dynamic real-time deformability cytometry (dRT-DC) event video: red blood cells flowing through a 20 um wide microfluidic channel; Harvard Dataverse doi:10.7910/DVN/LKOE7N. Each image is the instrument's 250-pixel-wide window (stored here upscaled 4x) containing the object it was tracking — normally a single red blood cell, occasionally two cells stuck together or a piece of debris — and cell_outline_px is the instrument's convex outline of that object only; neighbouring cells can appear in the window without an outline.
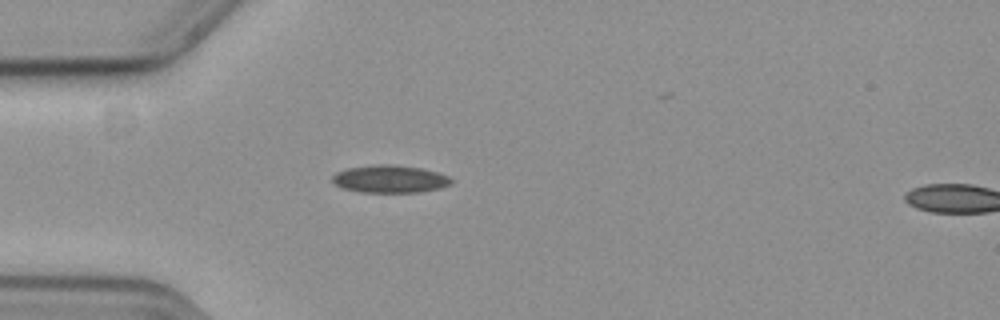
{"species": "common noctule bat (a hibernating species)", "species_latin": "Nyctalus noctula", "temperature_condition": "cold", "stored_images_in_passage": 18, "camera_frame_rate_fps": 3000, "um_per_image_px": 0.085, "animal": {"sex": "female", "body_mass_g": 19.3, "forearm_length_mm": 54.1}, "frame": {"image": 1, "passage_image": 16, "time_ms": 5.0, "image_size_px": [1000, 320], "cell_outline_px": [[452, 184], [440, 188], [420, 192], [360, 192], [344, 188], [336, 184], [332, 180], [332, 176], [336, 172], [348, 168], [372, 164], [392, 164], [420, 168], [436, 172], [448, 176], [452, 180]], "centroid_in_image_um": [33.14, 15.21], "position_along_channel_um": 51.9, "area_um2": 19.07}}